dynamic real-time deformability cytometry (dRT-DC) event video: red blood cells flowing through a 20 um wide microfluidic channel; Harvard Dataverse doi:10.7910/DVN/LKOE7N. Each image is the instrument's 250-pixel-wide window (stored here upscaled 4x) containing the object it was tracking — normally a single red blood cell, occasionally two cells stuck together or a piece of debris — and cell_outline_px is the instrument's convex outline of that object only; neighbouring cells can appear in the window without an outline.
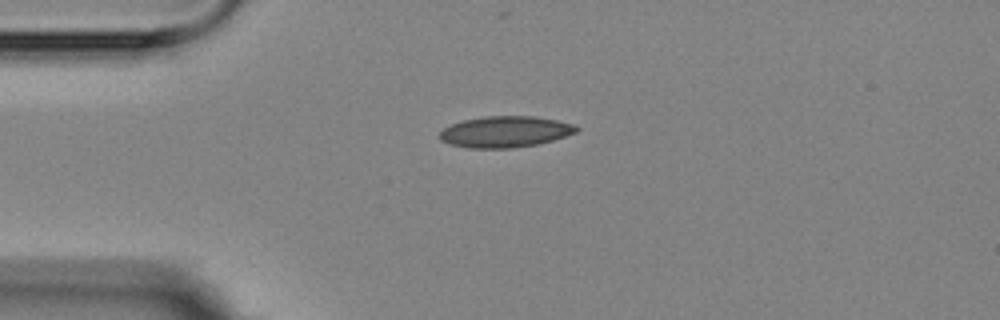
{"species": "Egyptian fruit bat (a non-hibernating species)", "species_latin": "Rousettus aegyptiacus", "temperature_condition": "room temperature", "stored_images_in_passage": 2, "camera_frame_rate_fps": 3000, "um_per_image_px": 0.085, "animal": {"sex": "female"}, "frame": {"image": 1, "passage_image": 1, "time_ms": 0.0, "image_size_px": [1000, 320], "cell_outline_px": [[580, 128], [576, 132], [552, 140], [536, 144], [512, 148], [468, 148], [448, 144], [440, 140], [436, 136], [444, 128], [452, 124], [464, 120], [484, 116], [532, 116], [556, 120], [572, 124]], "centroid_in_image_um": [42.88, 11.2], "position_along_channel_um": 42.1, "area_um2": 24.8}}